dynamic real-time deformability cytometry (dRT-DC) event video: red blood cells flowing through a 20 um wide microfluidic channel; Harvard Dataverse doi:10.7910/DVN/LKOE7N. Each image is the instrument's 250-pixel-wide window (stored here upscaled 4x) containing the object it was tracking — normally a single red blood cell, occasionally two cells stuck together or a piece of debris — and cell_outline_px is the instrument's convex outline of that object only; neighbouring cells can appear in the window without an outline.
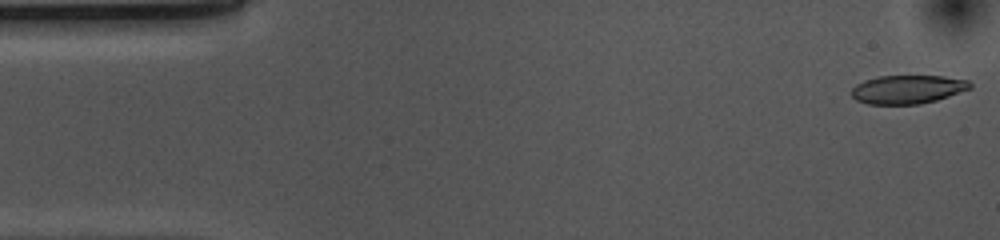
{"species": "common noctule bat (a hibernating species)", "species_latin": "Nyctalus noctula", "temperature_condition": "cold", "stored_images_in_passage": 52, "camera_frame_rate_fps": 3000, "um_per_image_px": 0.085, "animal": {"sex": "female", "body_mass_g": 10.0, "forearm_length_mm": 53.1}, "frame": {"image": 1, "passage_image": 1, "time_ms": 0.0, "image_size_px": [1000, 240], "cell_outline_px": [[972, 88], [936, 100], [920, 104], [868, 104], [856, 100], [852, 96], [852, 88], [856, 84], [864, 80], [880, 76], [944, 76], [968, 80], [972, 84]], "centroid_in_image_um": [77.15, 7.59], "position_along_channel_um": 7.8, "area_um2": 19.71}}
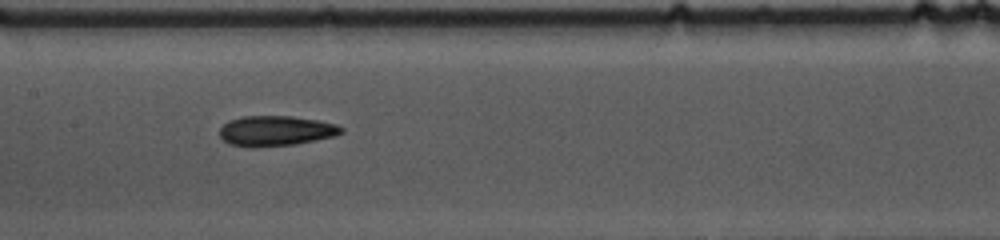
{"frame": {"image": 2, "passage_image": 24, "time_ms": 7.667, "image_size_px": [1000, 240], "cell_outline_px": [[344, 132], [336, 136], [296, 144], [248, 148], [228, 144], [220, 136], [220, 128], [228, 120], [244, 116], [292, 116], [316, 120], [336, 124], [344, 128]], "centroid_in_image_um": [23.44, 11.13], "position_along_channel_um": 184.0, "area_um2": 21.62}}
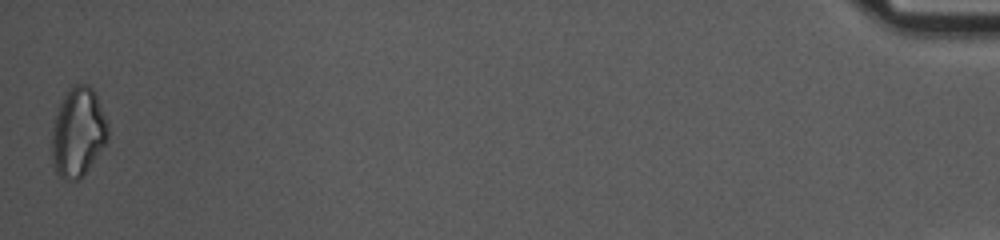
{"frame": {"image": 3, "passage_image": 52, "time_ms": 17.0, "image_size_px": [1000, 240], "cell_outline_px": [[108, 140], [80, 180], [64, 180], [56, 172], [52, 160], [52, 128], [64, 92], [68, 88], [76, 84], [88, 84], [92, 88], [108, 120]], "centroid_in_image_um": [6.64, 11.24], "position_along_channel_um": 428.6, "area_um2": 29.25}, "authors_computed_cell_mechanics": {"area_um2": 21.0392, "velocity_mm_per_s": 3.7068, "shape_relaxation_time_tau1_ms": 4.6819, "shape_relaxation_time_tau2_ms": 6.6357, "deformation_change_tau1": 0.1505, "deformation_change_tau2": 0.1714}}